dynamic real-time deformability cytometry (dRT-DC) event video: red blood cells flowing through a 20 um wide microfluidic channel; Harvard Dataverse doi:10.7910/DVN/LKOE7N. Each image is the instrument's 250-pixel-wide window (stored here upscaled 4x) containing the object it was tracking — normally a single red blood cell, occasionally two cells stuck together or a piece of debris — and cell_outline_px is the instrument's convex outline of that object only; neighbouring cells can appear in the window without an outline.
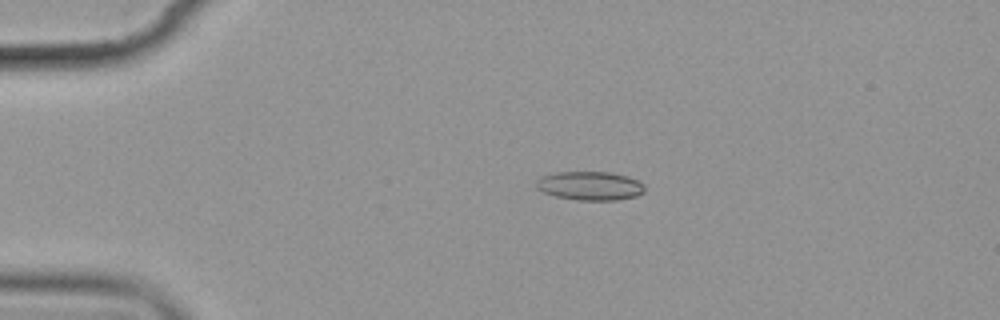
{"species": "common noctule bat (a hibernating species)", "species_latin": "Nyctalus noctula", "temperature_condition": "cold", "stored_images_in_passage": 7, "camera_frame_rate_fps": 3000, "um_per_image_px": 0.085, "animal": {"sex": "female", "body_mass_g": 19.9}, "frame": {"image": 1, "passage_image": 3, "time_ms": 3.0, "image_size_px": [1000, 320], "cell_outline_px": [[644, 192], [636, 196], [616, 200], [576, 200], [556, 196], [544, 192], [536, 188], [536, 180], [540, 176], [556, 172], [608, 172], [628, 176], [644, 184]], "centroid_in_image_um": [50.13, 15.79], "position_along_channel_um": 34.9, "area_um2": 18.21}}
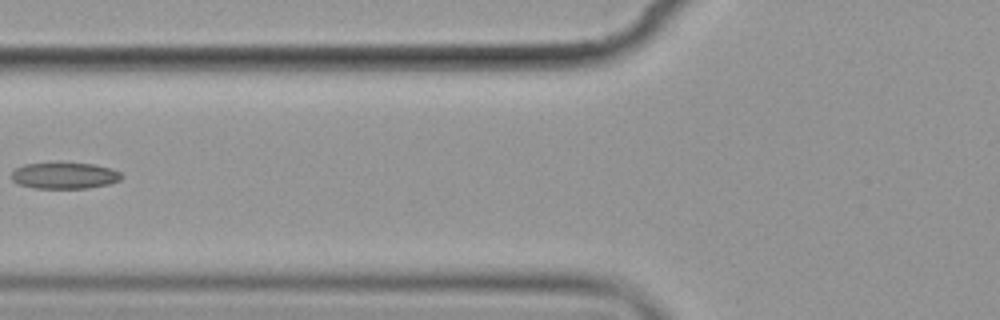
{"frame": {"image": 2, "passage_image": 6, "time_ms": 6.667, "image_size_px": [1000, 320], "cell_outline_px": [[120, 180], [108, 184], [88, 188], [32, 188], [20, 184], [12, 180], [12, 172], [16, 168], [24, 164], [92, 164], [112, 168], [120, 172]], "centroid_in_image_um": [5.48, 14.94], "position_along_channel_um": 120.3, "area_um2": 16.47}}
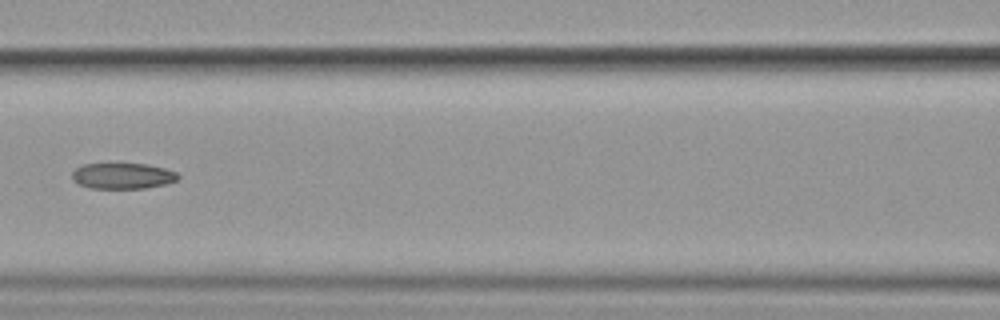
{"frame": {"image": 3, "passage_image": 7, "time_ms": 7.667, "image_size_px": [1000, 320], "cell_outline_px": [[180, 176], [176, 180], [168, 184], [144, 188], [88, 188], [76, 184], [72, 180], [72, 172], [76, 168], [84, 164], [148, 164], [164, 168], [176, 172]], "centroid_in_image_um": [10.41, 14.96], "position_along_channel_um": 156.2, "area_um2": 16.07}}